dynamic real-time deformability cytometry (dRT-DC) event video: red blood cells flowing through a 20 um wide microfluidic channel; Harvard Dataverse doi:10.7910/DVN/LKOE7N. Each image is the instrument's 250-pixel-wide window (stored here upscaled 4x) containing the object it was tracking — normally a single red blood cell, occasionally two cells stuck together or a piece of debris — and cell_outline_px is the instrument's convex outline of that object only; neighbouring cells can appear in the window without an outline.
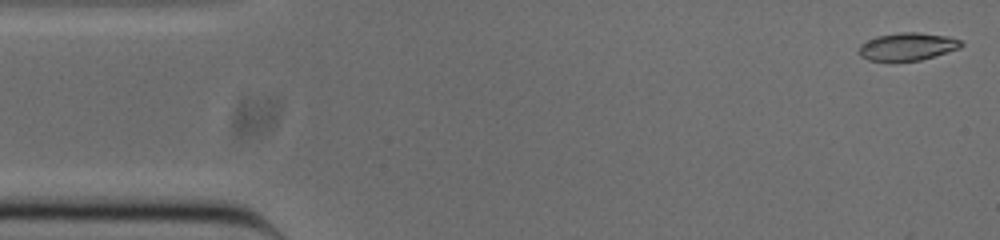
{"species": "common noctule bat (a hibernating species)", "species_latin": "Nyctalus noctula", "temperature_condition": "cold", "stored_images_in_passage": 2, "camera_frame_rate_fps": 3000, "um_per_image_px": 0.085, "animal": {"sex": "male", "body_mass_g": 20.0, "forearm_length_mm": 53.3}, "frame": {"image": 1, "passage_image": 1, "time_ms": 0.0, "image_size_px": [1000, 240], "cell_outline_px": [[964, 44], [960, 48], [920, 60], [888, 64], [868, 60], [860, 56], [856, 52], [860, 44], [876, 36], [900, 32], [920, 32], [948, 36], [960, 40]], "centroid_in_image_um": [77.05, 4.0], "position_along_channel_um": 7.9, "area_um2": 17.22}}